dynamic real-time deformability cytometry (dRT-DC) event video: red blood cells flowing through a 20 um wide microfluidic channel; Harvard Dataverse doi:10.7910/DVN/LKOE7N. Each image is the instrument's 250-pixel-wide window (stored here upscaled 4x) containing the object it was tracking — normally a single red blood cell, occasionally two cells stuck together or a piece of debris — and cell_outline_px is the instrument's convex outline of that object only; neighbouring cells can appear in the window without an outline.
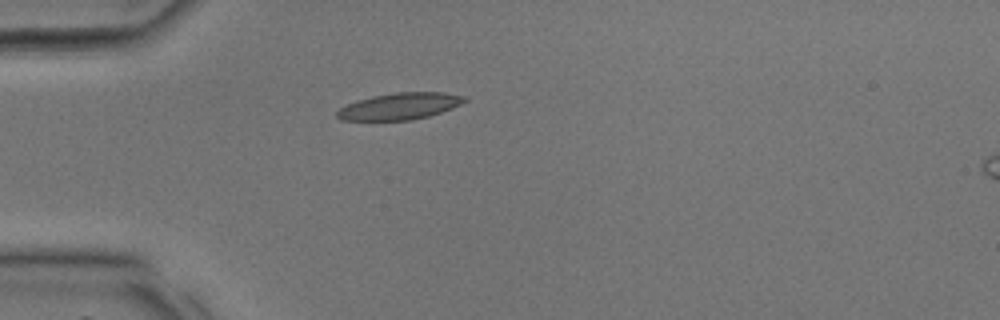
{"species": "common noctule bat (a hibernating species)", "species_latin": "Nyctalus noctula", "temperature_condition": "room temperature", "stored_images_in_passage": 27, "camera_frame_rate_fps": 3000, "um_per_image_px": 0.085, "animal": {"sex": "male", "body_mass_g": 17.9, "forearm_length_mm": 54.2}, "frame": {"image": 1, "passage_image": 1, "time_ms": 0.0, "image_size_px": [1000, 320], "cell_outline_px": [[468, 100], [452, 108], [428, 116], [412, 120], [340, 120], [336, 116], [336, 112], [340, 108], [348, 104], [372, 96], [396, 92], [444, 92], [468, 96]], "centroid_in_image_um": [34.01, 9.02], "position_along_channel_um": 51.0, "area_um2": 19.77}}
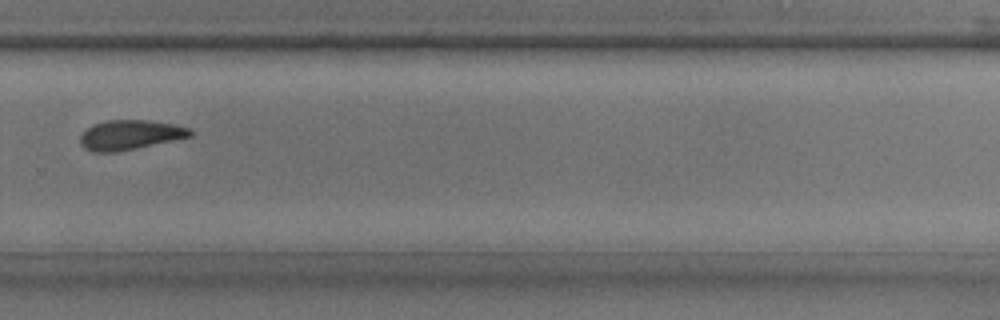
{"frame": {"image": 2, "passage_image": 16, "time_ms": 5.0, "image_size_px": [1000, 320], "cell_outline_px": [[192, 136], [136, 148], [116, 152], [92, 152], [84, 148], [80, 144], [80, 136], [92, 124], [108, 120], [148, 120], [172, 124], [192, 128]], "centroid_in_image_um": [11.04, 11.46], "position_along_channel_um": 318.8, "area_um2": 18.96}}
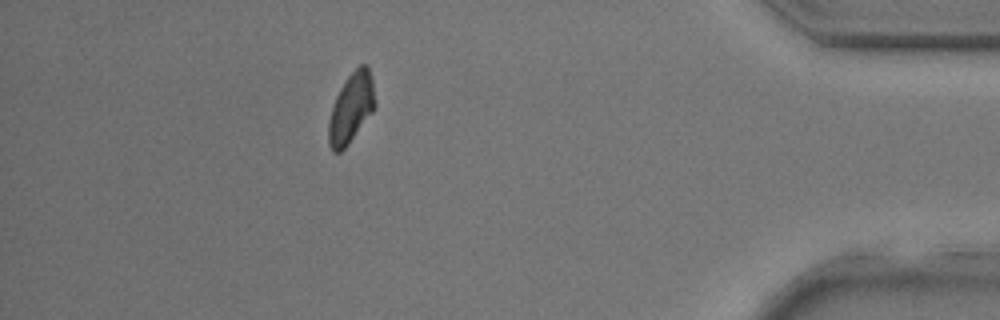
{"frame": {"image": 3, "passage_image": 23, "time_ms": 7.333, "image_size_px": [1000, 320], "cell_outline_px": [[376, 104], [372, 112], [348, 144], [340, 152], [332, 152], [328, 144], [328, 120], [336, 96], [340, 88], [348, 76], [360, 64], [364, 64], [368, 68], [372, 80]], "centroid_in_image_um": [29.83, 9.2], "position_along_channel_um": 405.4, "area_um2": 18.67}}